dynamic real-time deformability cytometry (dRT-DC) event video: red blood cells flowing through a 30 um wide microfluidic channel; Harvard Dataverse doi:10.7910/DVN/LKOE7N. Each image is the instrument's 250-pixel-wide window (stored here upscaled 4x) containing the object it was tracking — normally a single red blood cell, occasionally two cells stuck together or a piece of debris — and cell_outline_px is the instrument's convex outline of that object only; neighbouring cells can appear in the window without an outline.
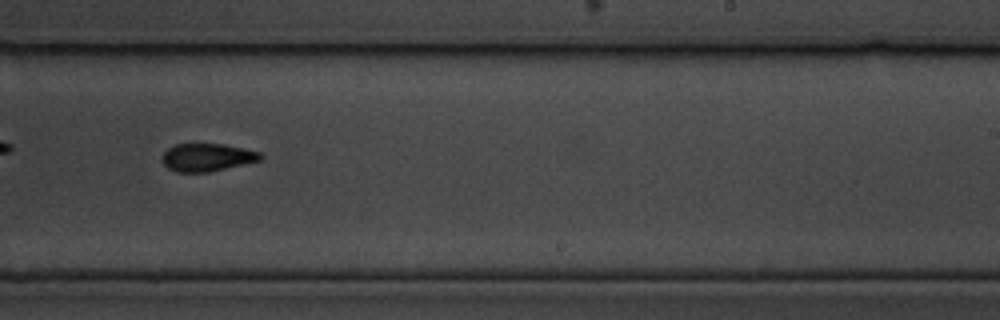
{"species": "common noctule bat (a hibernating species)", "species_latin": "Nyctalus noctula", "temperature_condition": "cold", "stored_images_in_passage": 36, "camera_frame_rate_fps": 3000, "um_per_image_px": 0.085, "animal": {"sex": "male", "body_mass_g": 19.5, "forearm_length_mm": 54.6}, "frame": {"image": 1, "passage_image": 21, "time_ms": 6.667, "image_size_px": [1000, 320], "cell_outline_px": [[264, 156], [260, 160], [208, 172], [176, 172], [168, 168], [160, 160], [164, 152], [168, 148], [176, 144], [224, 144], [260, 152]], "centroid_in_image_um": [17.57, 13.37], "position_along_channel_um": 271.4, "area_um2": 15.84}}